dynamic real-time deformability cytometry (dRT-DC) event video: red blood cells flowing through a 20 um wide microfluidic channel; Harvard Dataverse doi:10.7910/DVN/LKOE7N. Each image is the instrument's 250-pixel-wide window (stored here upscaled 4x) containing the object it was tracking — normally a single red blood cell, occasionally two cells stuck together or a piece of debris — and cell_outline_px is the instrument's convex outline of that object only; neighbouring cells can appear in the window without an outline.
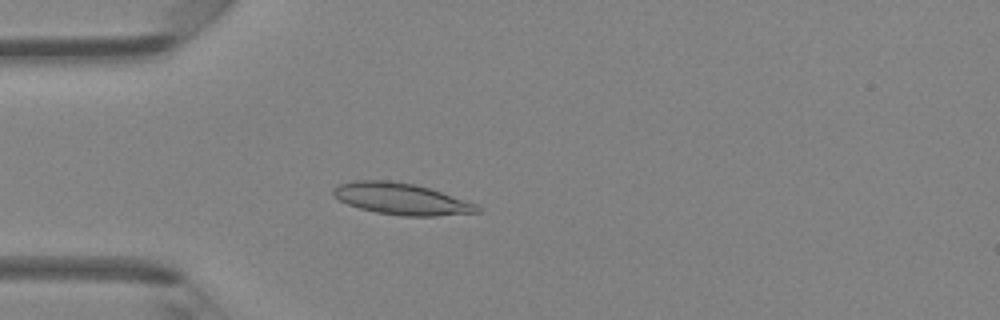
{"species": "Egyptian fruit bat (a non-hibernating species)", "species_latin": "Rousettus aegyptiacus", "temperature_condition": "room temperature", "stored_images_in_passage": 47, "camera_frame_rate_fps": 3000, "um_per_image_px": 0.085, "animal": {"sex": "female"}, "frame": {"image": 1, "passage_image": 13, "time_ms": 4.0, "image_size_px": [1000, 320], "cell_outline_px": [[480, 212], [436, 216], [400, 216], [376, 212], [360, 208], [348, 204], [332, 196], [332, 188], [340, 184], [352, 180], [388, 180], [412, 184], [432, 188], [476, 204], [480, 208]], "centroid_in_image_um": [34.09, 16.9], "position_along_channel_um": 50.9, "area_um2": 26.53}}
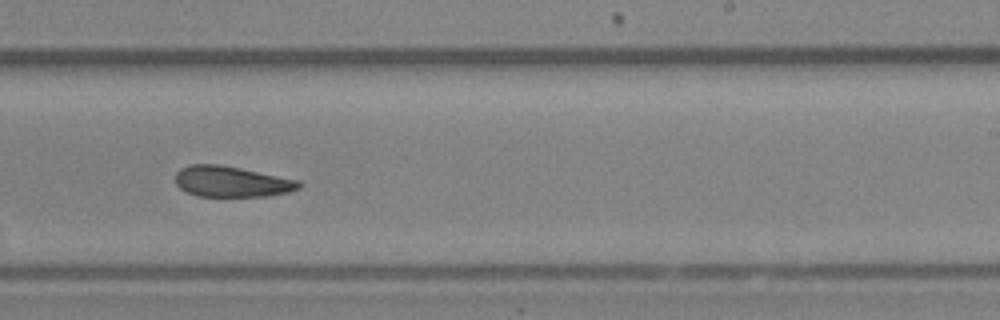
{"frame": {"image": 2, "passage_image": 29, "time_ms": 9.333, "image_size_px": [1000, 320], "cell_outline_px": [[304, 184], [300, 188], [288, 192], [264, 196], [200, 196], [188, 192], [180, 188], [176, 184], [176, 172], [180, 168], [188, 164], [220, 164], [300, 180]], "centroid_in_image_um": [19.7, 15.42], "position_along_channel_um": 269.3, "area_um2": 22.2}}
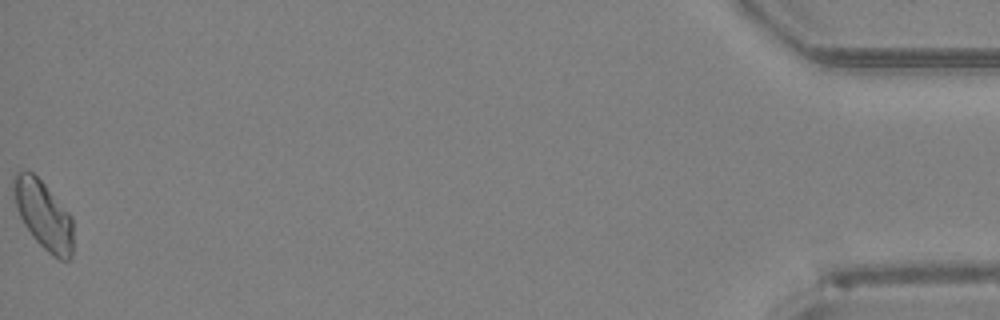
{"frame": {"image": 3, "passage_image": 47, "time_ms": 15.333, "image_size_px": [1000, 320], "cell_outline_px": [[72, 256], [68, 260], [60, 260], [52, 256], [32, 236], [24, 224], [16, 208], [12, 196], [12, 176], [20, 168], [32, 172], [44, 184], [72, 216]], "centroid_in_image_um": [3.65, 18.23], "position_along_channel_um": 431.6, "area_um2": 23.99}, "authors_computed_cell_mechanics": {"area_um2": 23.0622, "velocity_mm_per_s": 4.3182, "shape_relaxation_time_tau1_ms": 9.0693, "shape_relaxation_time_tau2_ms": 6.1675, "deformation_change_tau1": 0.184, "deformation_change_tau2": 0.1323}}